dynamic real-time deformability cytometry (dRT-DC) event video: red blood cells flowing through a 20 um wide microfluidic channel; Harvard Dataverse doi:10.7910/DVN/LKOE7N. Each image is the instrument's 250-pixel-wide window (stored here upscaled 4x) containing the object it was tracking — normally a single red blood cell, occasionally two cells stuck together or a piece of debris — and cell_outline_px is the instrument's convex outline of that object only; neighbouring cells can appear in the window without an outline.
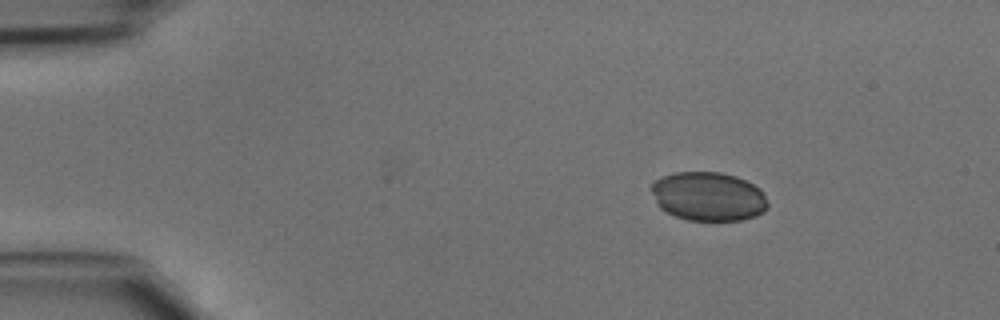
{"species": "common noctule bat (a hibernating species)", "species_latin": "Nyctalus noctula", "temperature_condition": "cold", "stored_images_in_passage": 37, "camera_frame_rate_fps": 3000, "um_per_image_px": 0.085, "animal": {"sex": "male", "body_mass_g": 15.6}, "frame": {"image": 1, "passage_image": 1, "time_ms": 0.0, "image_size_px": [1000, 320], "cell_outline_px": [[768, 208], [764, 212], [756, 216], [740, 220], [688, 220], [676, 216], [660, 208], [656, 204], [652, 192], [652, 184], [656, 180], [664, 176], [676, 172], [720, 172], [736, 176], [760, 188], [764, 192], [768, 204]], "centroid_in_image_um": [60.24, 16.7], "position_along_channel_um": 24.8, "area_um2": 33.18}}
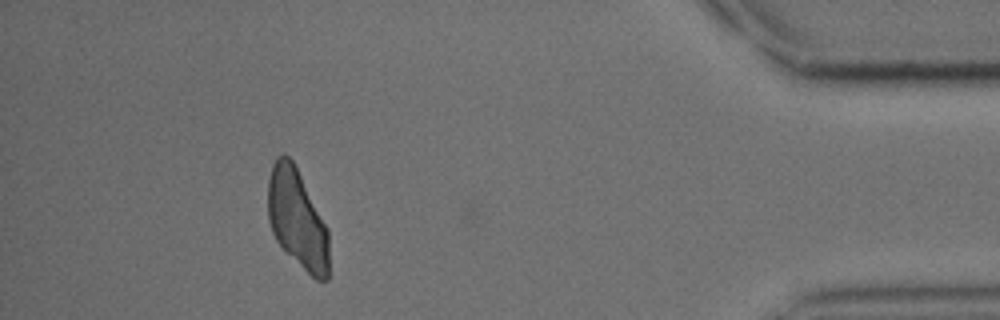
{"frame": {"image": 2, "passage_image": 36, "time_ms": 11.667, "image_size_px": [1000, 320], "cell_outline_px": [[328, 280], [316, 280], [276, 240], [272, 232], [268, 220], [268, 180], [272, 164], [276, 156], [280, 152], [284, 152], [292, 160], [328, 228]], "centroid_in_image_um": [25.25, 18.55], "position_along_channel_um": 410.0, "area_um2": 34.85}}